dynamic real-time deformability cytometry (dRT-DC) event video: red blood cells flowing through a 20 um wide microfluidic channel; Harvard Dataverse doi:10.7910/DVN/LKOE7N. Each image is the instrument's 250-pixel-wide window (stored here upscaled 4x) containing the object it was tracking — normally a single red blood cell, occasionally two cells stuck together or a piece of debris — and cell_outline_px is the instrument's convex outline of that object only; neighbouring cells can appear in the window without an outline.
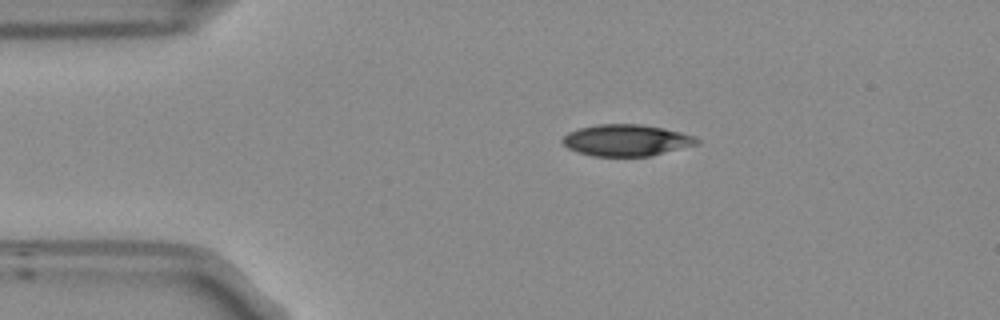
{"species": "Egyptian fruit bat (a non-hibernating species)", "species_latin": "Rousettus aegyptiacus", "temperature_condition": "room temperature", "stored_images_in_passage": 44, "camera_frame_rate_fps": 3000, "um_per_image_px": 0.085, "frame": {"image": 1, "passage_image": 1, "time_ms": 0.0, "image_size_px": [1000, 320], "cell_outline_px": [[700, 144], [652, 156], [596, 156], [580, 152], [568, 148], [560, 140], [568, 132], [580, 128], [596, 124], [640, 124], [664, 128], [696, 136], [700, 140]], "centroid_in_image_um": [53.29, 11.92], "position_along_channel_um": 31.7, "area_um2": 24.8}}
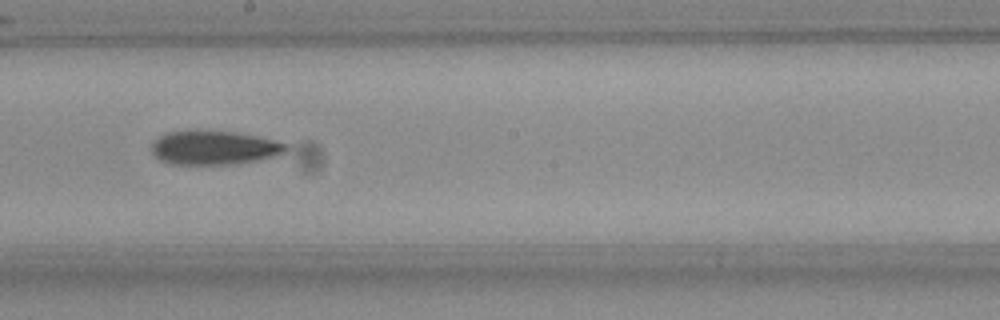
{"frame": {"image": 2, "passage_image": 20, "time_ms": 6.333, "image_size_px": [1000, 320], "cell_outline_px": [[288, 148], [284, 152], [276, 156], [256, 160], [232, 164], [168, 164], [160, 160], [152, 152], [152, 144], [160, 136], [168, 132], [236, 132], [276, 140], [288, 144]], "centroid_in_image_um": [18.24, 12.58], "position_along_channel_um": 230.0, "area_um2": 26.07}}
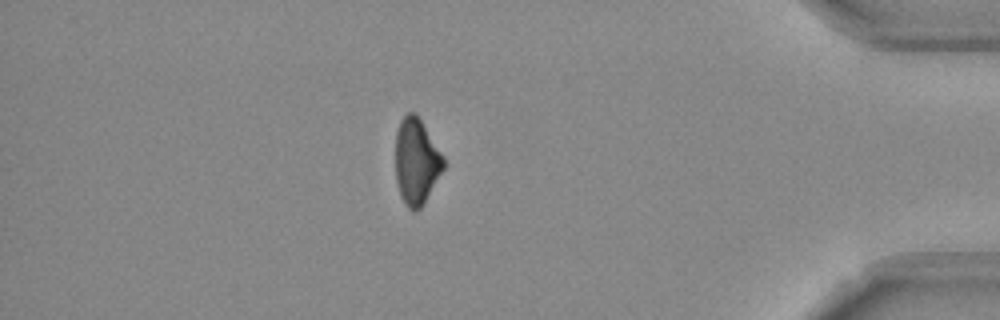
{"frame": {"image": 3, "passage_image": 37, "time_ms": 12.0, "image_size_px": [1000, 320], "cell_outline_px": [[444, 168], [424, 204], [416, 212], [412, 212], [404, 204], [400, 196], [396, 180], [396, 132], [400, 120], [408, 112], [412, 112], [420, 120], [444, 156]], "centroid_in_image_um": [35.38, 13.78], "position_along_channel_um": 399.8, "area_um2": 24.04}, "authors_computed_cell_mechanics": {"area_um2": 25.6343, "velocity_mm_per_s": 3.7531, "shape_relaxation_time_tau1_ms": 3.846, "shape_relaxation_time_tau2_ms": null, "deformation_change_tau1": 0.1274, "deformation_change_tau2": null}}